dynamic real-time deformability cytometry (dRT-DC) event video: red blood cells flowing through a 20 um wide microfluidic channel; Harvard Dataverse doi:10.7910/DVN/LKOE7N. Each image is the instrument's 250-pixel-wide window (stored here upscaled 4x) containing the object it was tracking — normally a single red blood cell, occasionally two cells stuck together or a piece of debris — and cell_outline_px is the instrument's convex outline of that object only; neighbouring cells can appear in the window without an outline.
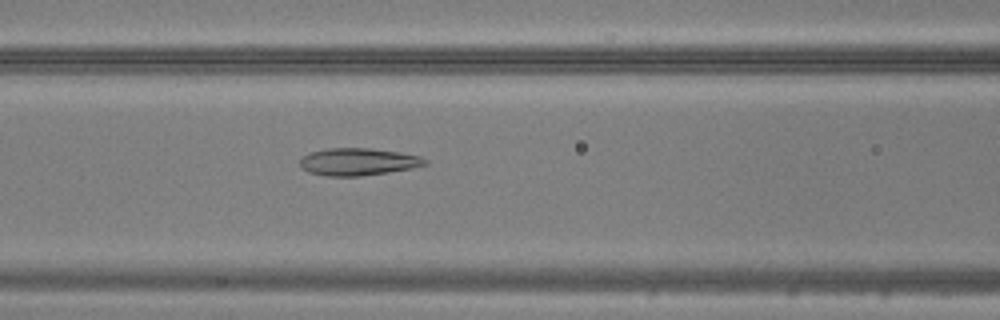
{"species": "common noctule bat (a hibernating species)", "species_latin": "Nyctalus noctula", "temperature_condition": "warm", "stored_images_in_passage": 37, "camera_frame_rate_fps": 3000, "um_per_image_px": 0.085, "animal": {"sex": "male", "body_mass_g": 20.5, "forearm_length_mm": 52.5}, "frame": {"image": 1, "passage_image": 9, "time_ms": 2.667, "image_size_px": [1000, 320], "cell_outline_px": [[428, 164], [412, 168], [388, 172], [360, 176], [328, 176], [308, 172], [300, 168], [300, 160], [308, 152], [328, 148], [368, 148], [400, 152], [420, 156], [428, 160]], "centroid_in_image_um": [30.43, 13.75], "position_along_channel_um": 136.2, "area_um2": 20.0}}
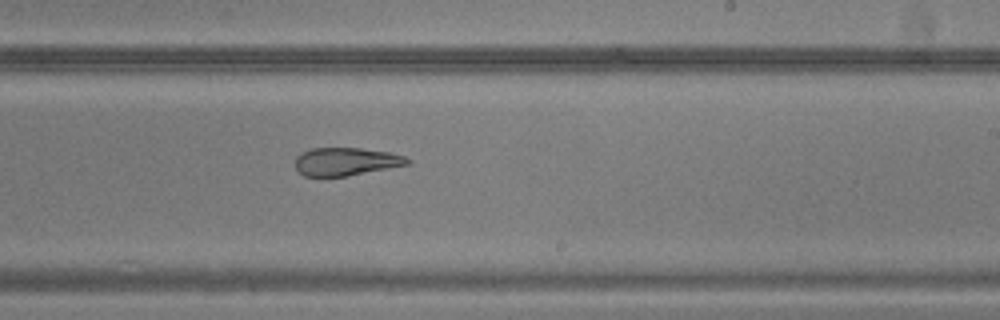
{"frame": {"image": 2, "passage_image": 18, "time_ms": 5.667, "image_size_px": [1000, 320], "cell_outline_px": [[412, 160], [408, 164], [344, 176], [304, 176], [296, 168], [296, 156], [300, 152], [312, 148], [360, 148], [388, 152], [404, 156]], "centroid_in_image_um": [29.37, 13.72], "position_along_channel_um": 259.6, "area_um2": 18.03}}
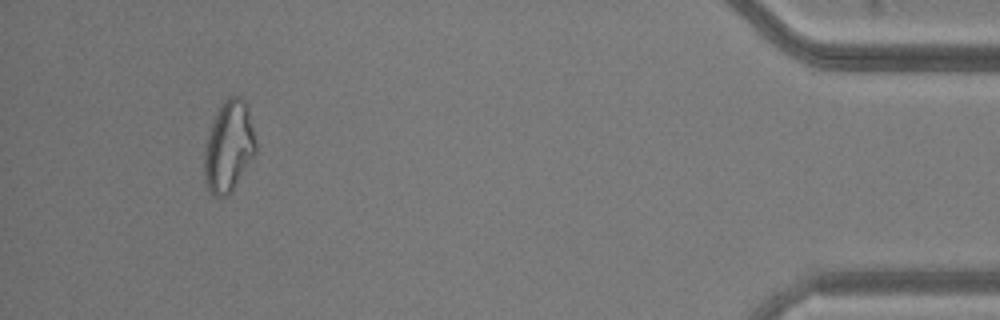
{"frame": {"image": 3, "passage_image": 34, "time_ms": 11.0, "image_size_px": [1000, 320], "cell_outline_px": [[256, 152], [232, 188], [224, 196], [212, 196], [204, 180], [204, 152], [208, 136], [216, 112], [224, 100], [228, 96], [240, 96], [248, 104], [256, 140]], "centroid_in_image_um": [19.45, 12.4], "position_along_channel_um": 415.8, "area_um2": 26.99}}